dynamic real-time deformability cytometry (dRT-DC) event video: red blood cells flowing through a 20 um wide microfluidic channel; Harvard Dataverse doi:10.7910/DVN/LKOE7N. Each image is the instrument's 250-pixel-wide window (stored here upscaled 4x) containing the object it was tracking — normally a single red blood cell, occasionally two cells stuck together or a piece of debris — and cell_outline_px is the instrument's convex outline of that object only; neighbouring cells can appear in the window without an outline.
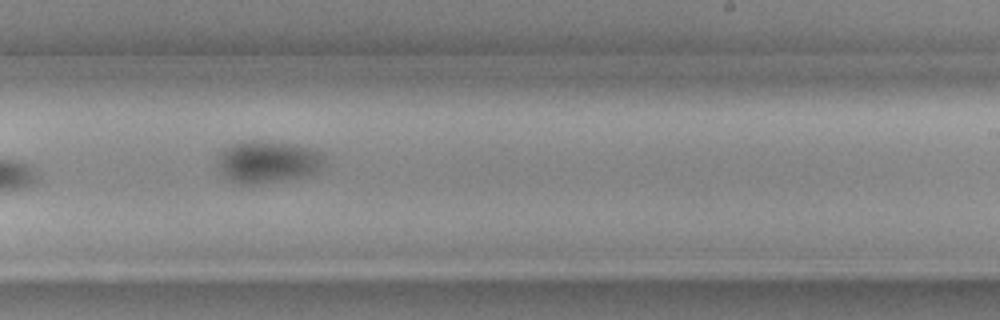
{"species": "common noctule bat (a hibernating species)", "species_latin": "Nyctalus noctula", "temperature_condition": "cold", "stored_images_in_passage": 8, "camera_frame_rate_fps": 3000, "um_per_image_px": 0.085, "animal": {"sex": "female", "body_mass_g": 19.3, "forearm_length_mm": 54.1}, "frame": {"image": 1, "passage_image": 8, "time_ms": 2.333, "image_size_px": [1000, 320], "cell_outline_px": [[324, 160], [320, 168], [312, 172], [300, 176], [256, 184], [244, 184], [232, 180], [220, 168], [220, 152], [224, 148], [232, 144], [244, 140], [264, 140], [296, 144], [316, 148], [324, 156]], "centroid_in_image_um": [22.79, 13.69], "position_along_channel_um": 266.2, "area_um2": 25.66}}